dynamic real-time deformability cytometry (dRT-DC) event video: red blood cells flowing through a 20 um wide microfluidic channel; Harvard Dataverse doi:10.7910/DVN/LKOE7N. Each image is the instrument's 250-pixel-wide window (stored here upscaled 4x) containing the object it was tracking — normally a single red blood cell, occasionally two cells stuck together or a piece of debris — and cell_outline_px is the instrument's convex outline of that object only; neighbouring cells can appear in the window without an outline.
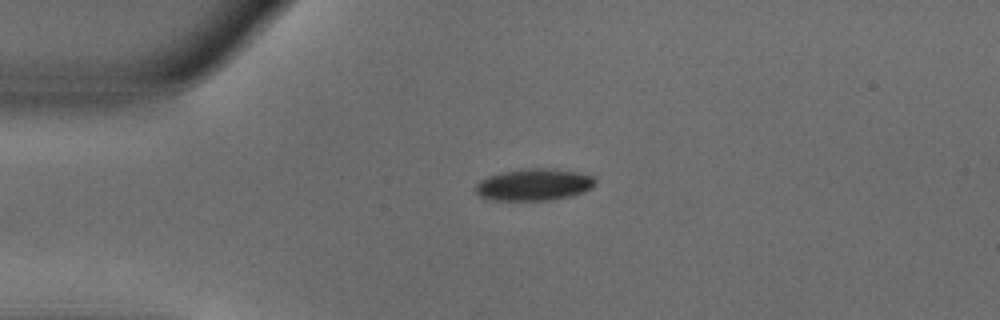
{"species": "common noctule bat (a hibernating species)", "species_latin": "Nyctalus noctula", "temperature_condition": "warm", "stored_images_in_passage": 35, "camera_frame_rate_fps": 3000, "um_per_image_px": 0.085, "animal": {"sex": "male", "body_mass_g": 18.8}, "frame": {"image": 1, "passage_image": 1, "time_ms": 0.0, "image_size_px": [1000, 320], "cell_outline_px": [[596, 184], [592, 188], [584, 192], [568, 196], [548, 200], [492, 200], [480, 196], [476, 192], [476, 184], [480, 180], [488, 176], [504, 172], [524, 168], [556, 168], [580, 172], [592, 176], [596, 180]], "centroid_in_image_um": [45.42, 15.68], "position_along_channel_um": 39.6, "area_um2": 22.31}}
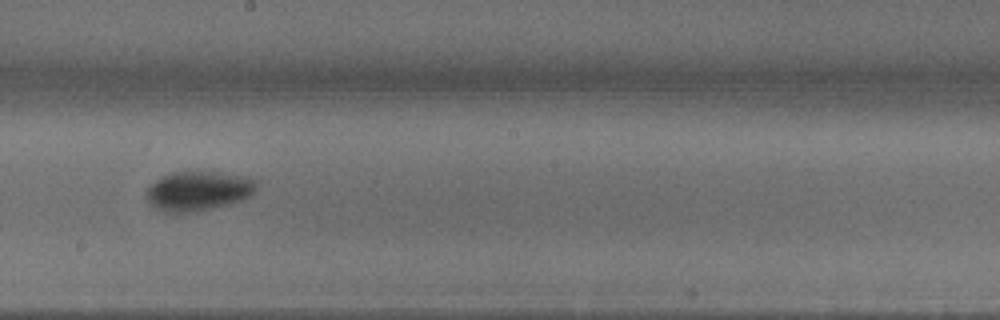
{"frame": {"image": 2, "passage_image": 18, "time_ms": 5.667, "image_size_px": [1000, 320], "cell_outline_px": [[256, 188], [244, 200], [196, 212], [164, 212], [156, 208], [148, 200], [144, 192], [160, 176], [176, 172], [220, 172], [248, 176], [256, 184]], "centroid_in_image_um": [16.84, 16.23], "position_along_channel_um": 231.4, "area_um2": 25.2}}
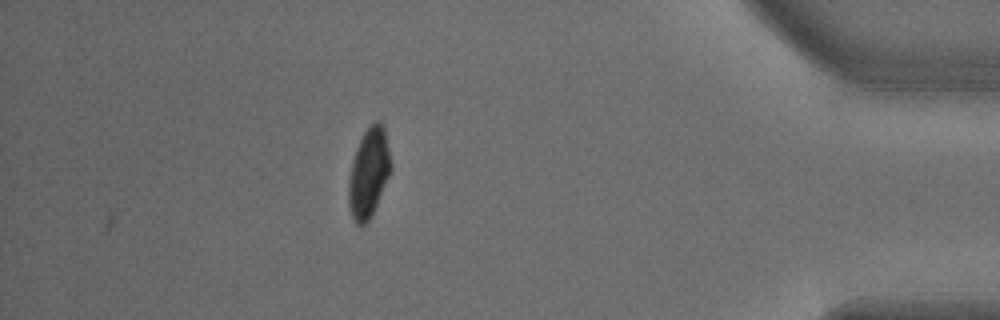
{"frame": {"image": 3, "passage_image": 35, "time_ms": 11.333, "image_size_px": [1000, 320], "cell_outline_px": [[392, 168], [376, 204], [368, 220], [364, 224], [356, 224], [352, 216], [348, 204], [348, 184], [352, 164], [356, 148], [364, 132], [376, 120], [380, 120], [384, 128], [392, 164]], "centroid_in_image_um": [31.34, 14.66], "position_along_channel_um": 403.9, "area_um2": 21.5}, "authors_computed_cell_mechanics": {"area_um2": 23.6402, "velocity_mm_per_s": 3.8405, "shape_relaxation_time_tau1_ms": 4.027, "shape_relaxation_time_tau2_ms": null, "deformation_change_tau1": 0.185, "deformation_change_tau2": null}}